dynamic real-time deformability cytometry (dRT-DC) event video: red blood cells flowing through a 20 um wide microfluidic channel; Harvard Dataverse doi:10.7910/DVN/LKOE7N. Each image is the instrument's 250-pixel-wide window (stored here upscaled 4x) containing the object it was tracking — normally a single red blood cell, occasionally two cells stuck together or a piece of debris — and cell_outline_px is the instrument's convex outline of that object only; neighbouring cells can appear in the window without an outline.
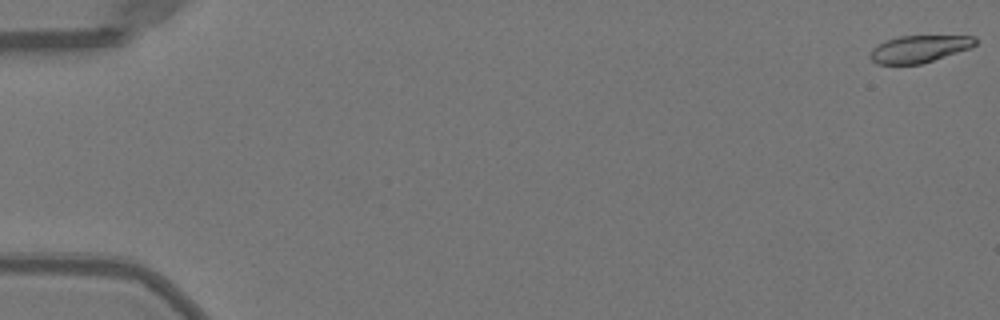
{"species": "Egyptian fruit bat (a non-hibernating species)", "species_latin": "Rousettus aegyptiacus", "temperature_condition": "warm", "stored_images_in_passage": 15, "camera_frame_rate_fps": 3000, "um_per_image_px": 0.085, "animal": {"sex": "female"}, "frame": {"image": 1, "passage_image": 1, "time_ms": 0.0, "image_size_px": [1000, 320], "cell_outline_px": [[976, 44], [972, 48], [920, 64], [876, 64], [868, 56], [872, 48], [884, 40], [900, 36], [976, 36]], "centroid_in_image_um": [78.11, 4.15], "position_along_channel_um": 6.9, "area_um2": 16.7}}